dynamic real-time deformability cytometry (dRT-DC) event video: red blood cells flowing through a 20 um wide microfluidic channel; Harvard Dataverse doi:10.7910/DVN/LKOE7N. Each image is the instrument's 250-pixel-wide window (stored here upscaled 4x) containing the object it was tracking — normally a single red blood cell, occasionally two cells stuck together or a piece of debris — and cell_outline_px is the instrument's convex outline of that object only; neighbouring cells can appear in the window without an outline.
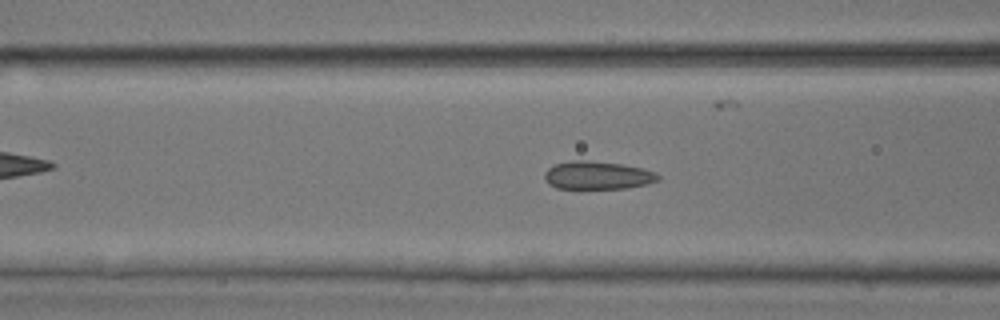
{"species": "common noctule bat (a hibernating species)", "species_latin": "Nyctalus noctula", "temperature_condition": "room temperature", "stored_images_in_passage": 50, "camera_frame_rate_fps": 3000, "um_per_image_px": 0.085, "animal": {"sex": "male", "body_mass_g": 17.9, "forearm_length_mm": 54.2}, "frame": {"image": 1, "passage_image": 20, "time_ms": 6.333, "image_size_px": [1000, 320], "cell_outline_px": [[660, 180], [644, 184], [624, 188], [556, 188], [548, 184], [544, 180], [544, 172], [548, 168], [556, 164], [572, 160], [588, 160], [620, 164], [640, 168], [656, 172], [660, 176]], "centroid_in_image_um": [50.75, 14.9], "position_along_channel_um": 115.9, "area_um2": 18.44}}
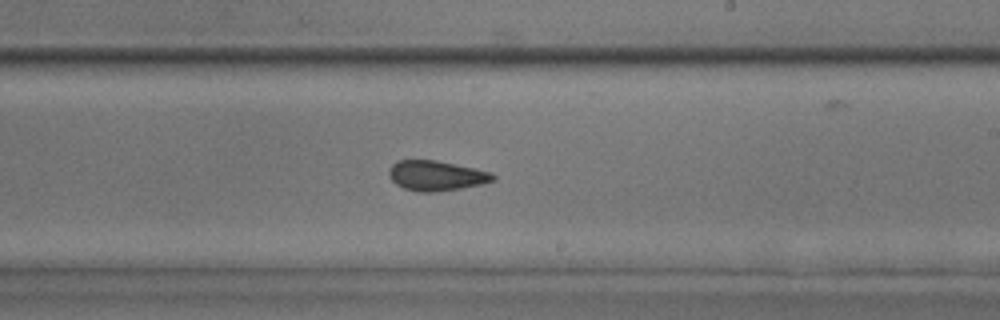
{"frame": {"image": 2, "passage_image": 30, "time_ms": 9.667, "image_size_px": [1000, 320], "cell_outline_px": [[496, 180], [480, 184], [460, 188], [432, 192], [420, 192], [404, 188], [396, 184], [388, 176], [388, 168], [396, 160], [436, 160], [472, 168], [488, 172], [496, 176]], "centroid_in_image_um": [37.02, 14.92], "position_along_channel_um": 252.0, "area_um2": 18.03}}
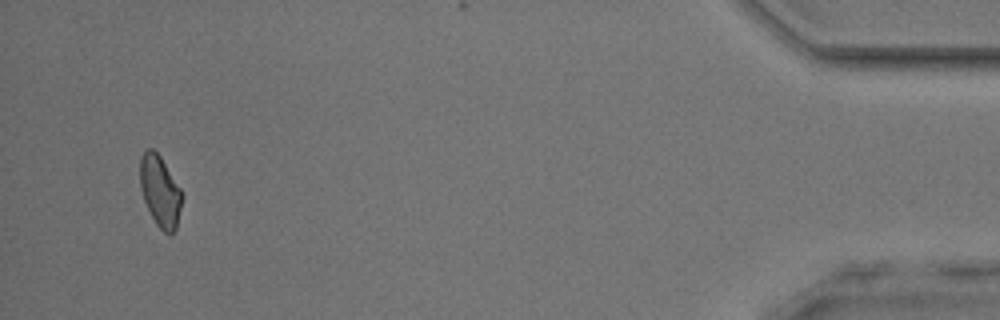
{"frame": {"image": 3, "passage_image": 48, "time_ms": 15.667, "image_size_px": [1000, 320], "cell_outline_px": [[184, 196], [176, 228], [172, 236], [168, 236], [156, 224], [144, 200], [140, 188], [140, 156], [148, 148], [152, 148], [160, 156], [180, 188]], "centroid_in_image_um": [13.62, 16.28], "position_along_channel_um": 421.6, "area_um2": 17.46}, "authors_computed_cell_mechanics": {"area_um2": 18.4093, "velocity_mm_per_s": 4.1019, "shape_relaxation_time_tau1_ms": null, "shape_relaxation_time_tau2_ms": 1.478, "deformation_change_tau1": null, "deformation_change_tau2": 0.06}}